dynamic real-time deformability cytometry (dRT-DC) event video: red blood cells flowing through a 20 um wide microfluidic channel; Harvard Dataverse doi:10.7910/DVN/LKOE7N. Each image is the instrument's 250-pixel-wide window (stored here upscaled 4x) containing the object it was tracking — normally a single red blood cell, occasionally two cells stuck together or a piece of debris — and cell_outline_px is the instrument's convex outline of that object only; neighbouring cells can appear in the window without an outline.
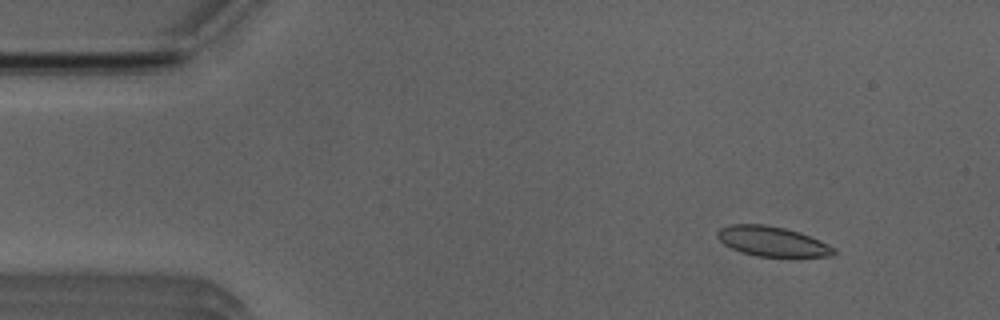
{"species": "Egyptian fruit bat (a non-hibernating species)", "species_latin": "Rousettus aegyptiacus", "temperature_condition": "room temperature", "stored_images_in_passage": 52, "camera_frame_rate_fps": 3000, "um_per_image_px": 0.085, "animal": {"sex": "male"}, "frame": {"image": 1, "passage_image": 6, "time_ms": 1.667, "image_size_px": [1000, 320], "cell_outline_px": [[836, 252], [832, 256], [756, 256], [740, 252], [724, 244], [716, 236], [716, 232], [720, 228], [732, 224], [764, 224], [784, 228], [800, 232], [820, 240], [836, 248]], "centroid_in_image_um": [65.63, 20.51], "position_along_channel_um": 19.4, "area_um2": 20.23}}
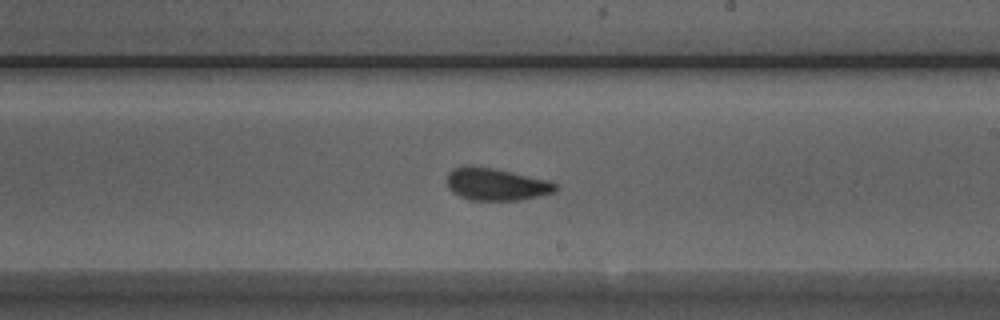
{"frame": {"image": 2, "passage_image": 30, "time_ms": 9.667, "image_size_px": [1000, 320], "cell_outline_px": [[556, 192], [520, 200], [468, 200], [452, 192], [448, 188], [448, 172], [452, 168], [464, 164], [472, 164], [492, 168], [548, 180], [556, 184]], "centroid_in_image_um": [42.12, 15.65], "position_along_channel_um": 246.9, "area_um2": 20.58}}
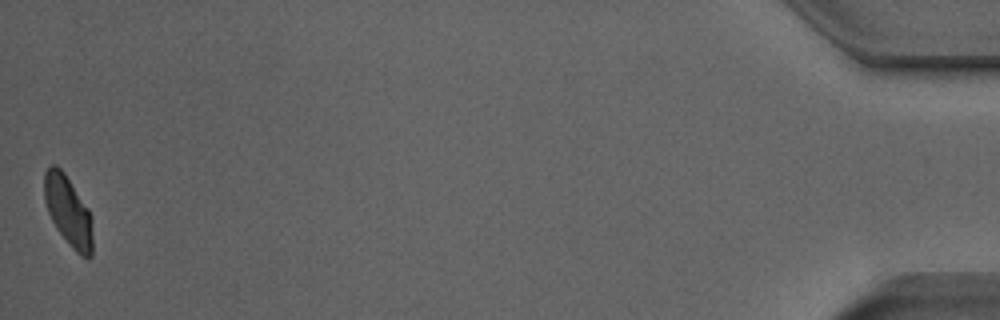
{"frame": {"image": 3, "passage_image": 52, "time_ms": 17.0, "image_size_px": [1000, 320], "cell_outline_px": [[92, 256], [80, 256], [72, 248], [56, 228], [48, 212], [44, 200], [44, 172], [52, 164], [56, 164], [64, 172], [88, 208], [92, 216]], "centroid_in_image_um": [5.79, 17.92], "position_along_channel_um": 429.4, "area_um2": 19.71}, "authors_computed_cell_mechanics": {"area_um2": 20.7502, "velocity_mm_per_s": 3.895, "shape_relaxation_time_tau1_ms": 6.7925, "shape_relaxation_time_tau2_ms": 1.5064, "deformation_change_tau1": 0.1529, "deformation_change_tau2": 0.0651}}